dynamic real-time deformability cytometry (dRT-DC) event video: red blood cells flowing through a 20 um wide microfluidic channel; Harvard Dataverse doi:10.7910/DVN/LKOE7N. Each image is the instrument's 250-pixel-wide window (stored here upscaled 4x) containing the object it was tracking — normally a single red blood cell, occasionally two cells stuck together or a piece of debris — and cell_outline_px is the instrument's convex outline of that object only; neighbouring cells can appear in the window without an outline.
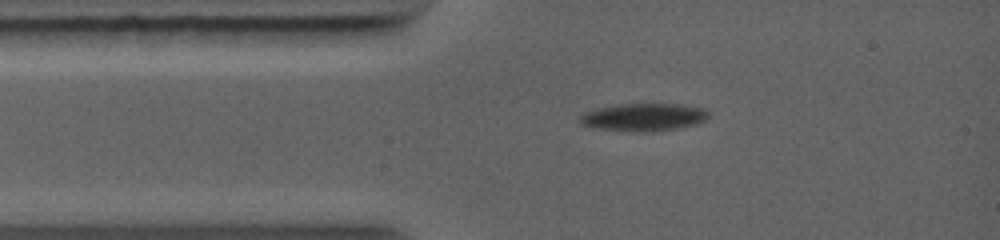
{"species": "common noctule bat (a hibernating species)", "species_latin": "Nyctalus noctula", "temperature_condition": "warm", "stored_images_in_passage": 38, "camera_frame_rate_fps": 5000, "um_per_image_px": 0.085, "animal": {"sex": "female", "body_mass_g": 19.0, "forearm_length_mm": 56.7}, "frame": {"image": 1, "passage_image": 1, "time_ms": 0.0, "image_size_px": [1000, 240], "cell_outline_px": [[712, 116], [708, 120], [700, 124], [680, 128], [652, 132], [636, 132], [592, 128], [580, 124], [580, 116], [584, 112], [596, 108], [624, 104], [680, 104], [704, 108]], "centroid_in_image_um": [54.77, 9.97], "position_along_channel_um": 30.2, "area_um2": 21.27}}
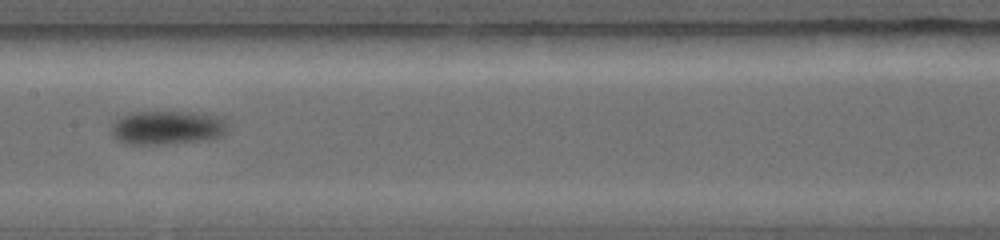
{"frame": {"image": 2, "passage_image": 11, "time_ms": 3.8, "image_size_px": [1000, 240], "cell_outline_px": [[224, 136], [204, 140], [164, 144], [124, 144], [116, 140], [112, 136], [112, 124], [120, 116], [128, 112], [200, 112], [216, 116], [224, 120]], "centroid_in_image_um": [14.14, 10.85], "position_along_channel_um": 193.3, "area_um2": 23.0}}
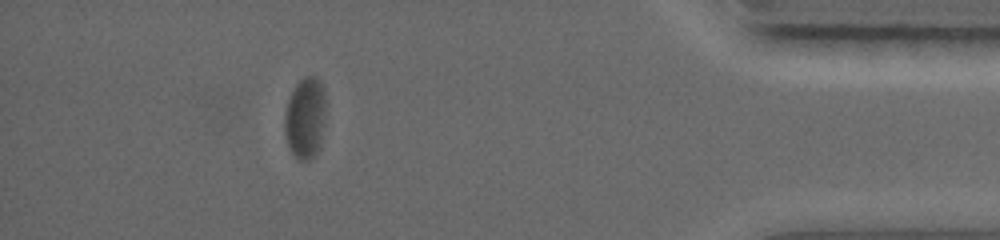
{"frame": {"image": 3, "passage_image": 27, "time_ms": 9.6, "image_size_px": [1000, 240], "cell_outline_px": [[324, 124], [320, 148], [308, 160], [300, 160], [288, 148], [284, 132], [284, 112], [288, 100], [296, 84], [304, 76], [316, 76], [320, 80], [324, 88]], "centroid_in_image_um": [25.93, 10.01], "position_along_channel_um": 409.3, "area_um2": 19.65}}